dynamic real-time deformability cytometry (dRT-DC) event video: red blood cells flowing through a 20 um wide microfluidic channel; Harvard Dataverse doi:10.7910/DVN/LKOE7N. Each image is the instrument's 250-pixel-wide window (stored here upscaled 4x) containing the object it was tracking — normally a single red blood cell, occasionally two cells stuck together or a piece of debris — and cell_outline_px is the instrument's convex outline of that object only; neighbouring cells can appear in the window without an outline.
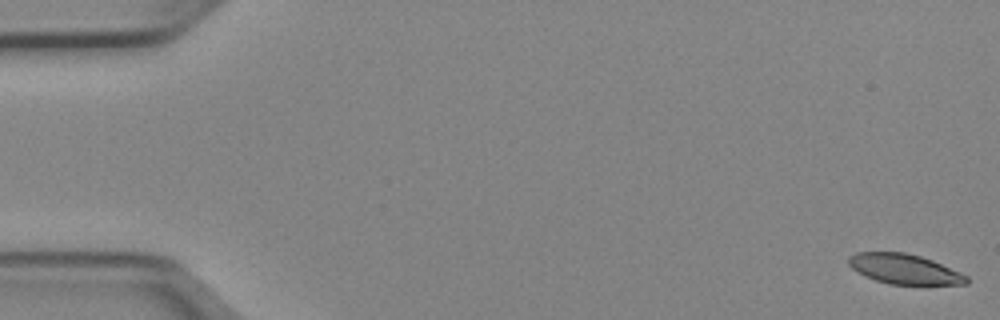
{"species": "Egyptian fruit bat (a non-hibernating species)", "species_latin": "Rousettus aegyptiacus", "temperature_condition": "cold", "stored_images_in_passage": 52, "camera_frame_rate_fps": 3000, "um_per_image_px": 0.085, "animal": {"sex": "female"}, "frame": {"image": 1, "passage_image": 1, "time_ms": 0.0, "image_size_px": [1000, 320], "cell_outline_px": [[968, 284], [888, 284], [864, 276], [852, 268], [848, 264], [848, 256], [856, 252], [904, 252], [920, 256], [932, 260], [960, 272], [968, 276]], "centroid_in_image_um": [76.84, 22.86], "position_along_channel_um": 8.2, "area_um2": 20.52}}
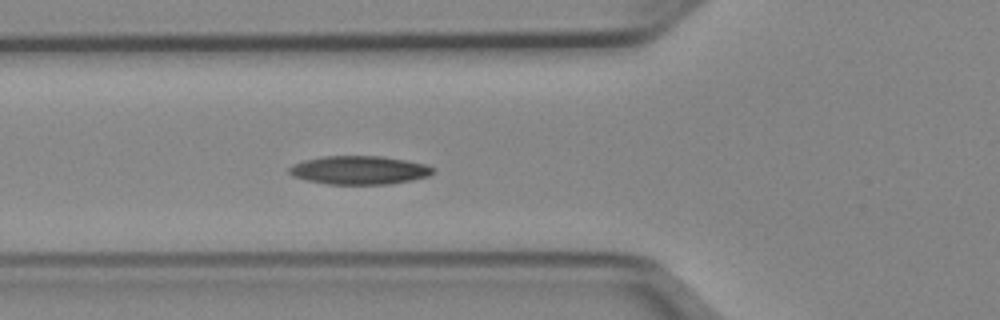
{"frame": {"image": 2, "passage_image": 19, "time_ms": 6.0, "image_size_px": [1000, 320], "cell_outline_px": [[436, 168], [428, 176], [412, 180], [388, 184], [328, 184], [308, 180], [292, 176], [288, 172], [288, 168], [292, 164], [304, 160], [320, 156], [380, 156], [408, 160], [428, 164]], "centroid_in_image_um": [30.54, 14.45], "position_along_channel_um": 95.3, "area_um2": 24.04}}
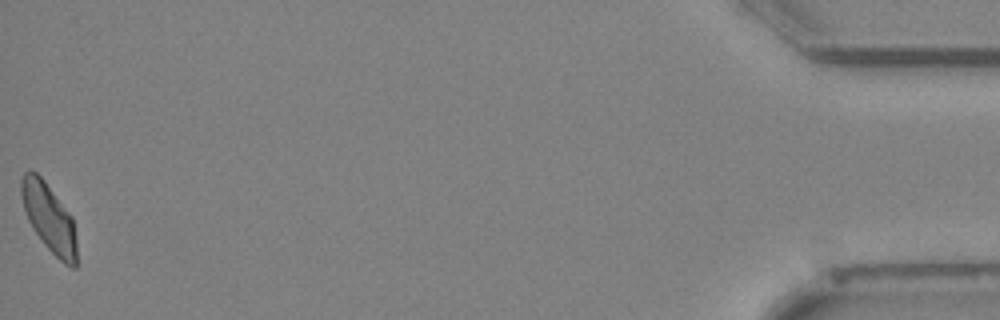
{"frame": {"image": 3, "passage_image": 52, "time_ms": 17.0, "image_size_px": [1000, 320], "cell_outline_px": [[76, 268], [72, 268], [64, 264], [44, 244], [32, 228], [28, 220], [24, 208], [20, 192], [20, 180], [24, 172], [28, 168], [36, 172], [44, 180], [72, 216], [76, 240]], "centroid_in_image_um": [4.15, 18.49], "position_along_channel_um": 431.1, "area_um2": 22.08}, "authors_computed_cell_mechanics": {"area_um2": 22.6865, "velocity_mm_per_s": 3.9376, "shape_relaxation_time_tau1_ms": 6.4607, "shape_relaxation_time_tau2_ms": 4.1872, "deformation_change_tau1": 0.1577, "deformation_change_tau2": 0.1034}}